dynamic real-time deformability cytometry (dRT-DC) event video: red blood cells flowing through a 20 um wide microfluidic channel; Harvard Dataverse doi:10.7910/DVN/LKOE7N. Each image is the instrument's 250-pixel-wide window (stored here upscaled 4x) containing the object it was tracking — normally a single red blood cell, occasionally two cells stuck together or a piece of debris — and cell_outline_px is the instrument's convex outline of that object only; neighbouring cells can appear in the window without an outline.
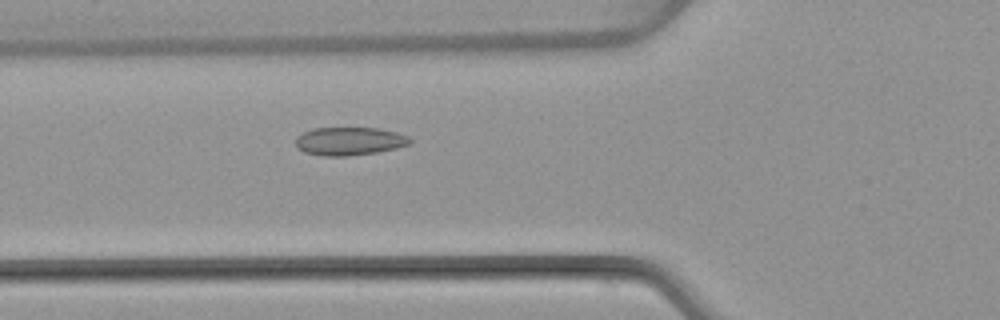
{"species": "common noctule bat (a hibernating species)", "species_latin": "Nyctalus noctula", "temperature_condition": "warm", "stored_images_in_passage": 51, "camera_frame_rate_fps": 3000, "um_per_image_px": 0.085, "animal": {"sex": "female", "body_mass_g": 22.7, "forearm_length_mm": 54.2}, "frame": {"image": 1, "passage_image": 19, "time_ms": 6.0, "image_size_px": [1000, 320], "cell_outline_px": [[412, 144], [396, 148], [376, 152], [348, 156], [324, 156], [304, 152], [296, 148], [296, 136], [312, 128], [380, 128], [396, 132], [408, 136], [412, 140]], "centroid_in_image_um": [29.7, 12.0], "position_along_channel_um": 96.1, "area_um2": 18.9}}
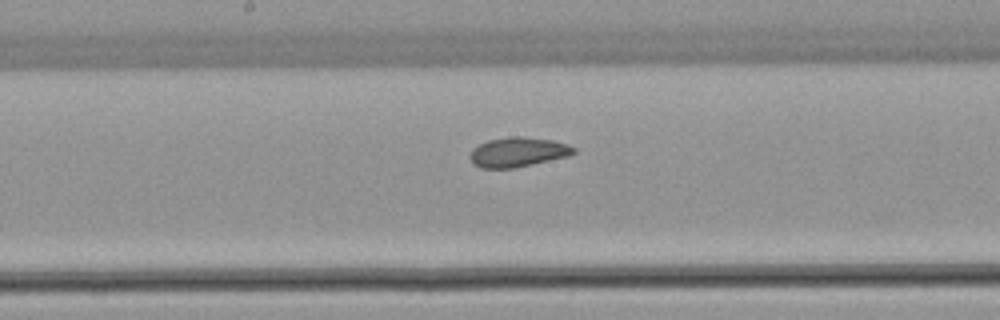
{"frame": {"image": 2, "passage_image": 27, "time_ms": 8.667, "image_size_px": [1000, 320], "cell_outline_px": [[576, 152], [568, 156], [532, 164], [512, 168], [480, 168], [472, 164], [468, 156], [472, 148], [488, 140], [512, 136], [524, 136], [552, 140], [568, 144], [576, 148]], "centroid_in_image_um": [43.99, 12.92], "position_along_channel_um": 204.2, "area_um2": 18.03}}
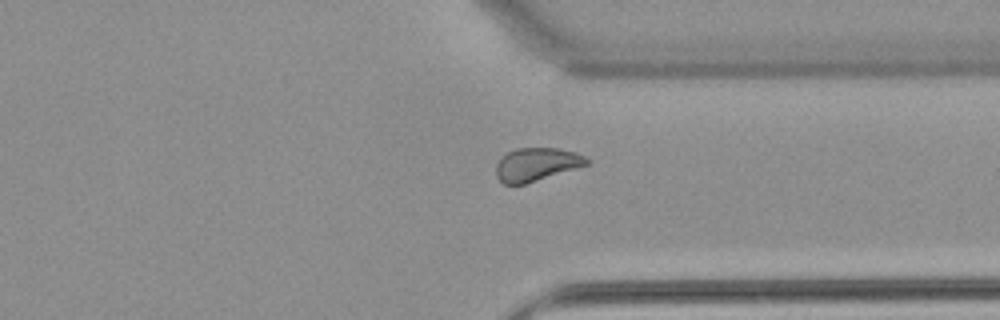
{"frame": {"image": 3, "passage_image": 39, "time_ms": 12.667, "image_size_px": [1000, 320], "cell_outline_px": [[592, 160], [588, 164], [576, 168], [524, 184], [504, 184], [496, 176], [496, 164], [508, 152], [516, 148], [560, 148], [576, 152]], "centroid_in_image_um": [45.63, 13.96], "position_along_channel_um": 365.8, "area_um2": 17.4}, "authors_computed_cell_mechanics": {"area_um2": 18.9006, "velocity_mm_per_s": 4.0437, "shape_relaxation_time_tau1_ms": null, "shape_relaxation_time_tau2_ms": 1.7585, "deformation_change_tau1": null, "deformation_change_tau2": 0.0463}}